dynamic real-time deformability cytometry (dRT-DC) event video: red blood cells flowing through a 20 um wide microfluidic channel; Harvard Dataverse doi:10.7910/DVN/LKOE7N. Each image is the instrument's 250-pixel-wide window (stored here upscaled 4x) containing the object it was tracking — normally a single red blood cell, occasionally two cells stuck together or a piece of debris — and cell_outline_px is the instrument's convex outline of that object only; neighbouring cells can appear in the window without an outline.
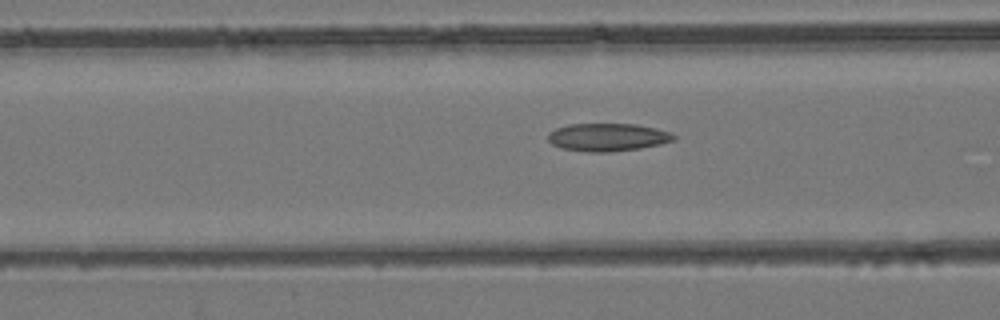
{"species": "common noctule bat (a hibernating species)", "species_latin": "Nyctalus noctula", "temperature_condition": "room temperature", "stored_images_in_passage": 49, "camera_frame_rate_fps": 3000, "um_per_image_px": 0.085, "animal": {"sex": "female", "body_mass_g": 24.6, "forearm_length_mm": 56.2}, "frame": {"image": 1, "passage_image": 20, "time_ms": 6.333, "image_size_px": [1000, 320], "cell_outline_px": [[676, 140], [660, 144], [640, 148], [608, 152], [588, 152], [560, 148], [552, 144], [548, 140], [548, 132], [556, 128], [568, 124], [636, 124], [656, 128], [672, 132], [676, 136]], "centroid_in_image_um": [51.66, 11.66], "position_along_channel_um": 114.9, "area_um2": 20.58}}
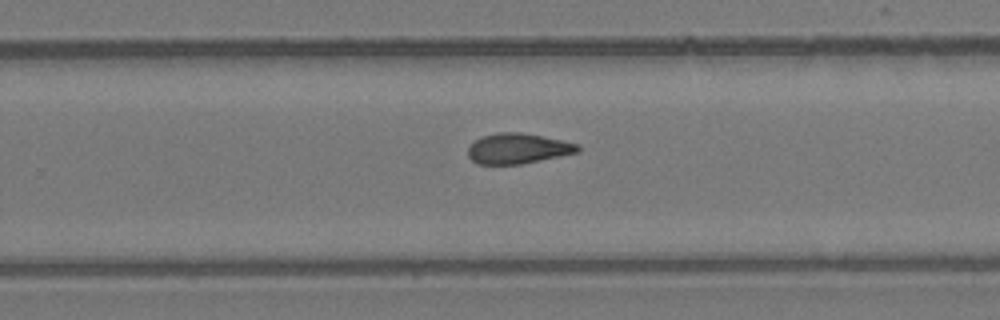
{"frame": {"image": 2, "passage_image": 32, "time_ms": 10.333, "image_size_px": [1000, 320], "cell_outline_px": [[580, 152], [520, 164], [476, 164], [468, 156], [468, 148], [480, 136], [496, 132], [520, 132], [580, 144]], "centroid_in_image_um": [44.01, 12.62], "position_along_channel_um": 285.8, "area_um2": 19.36}}
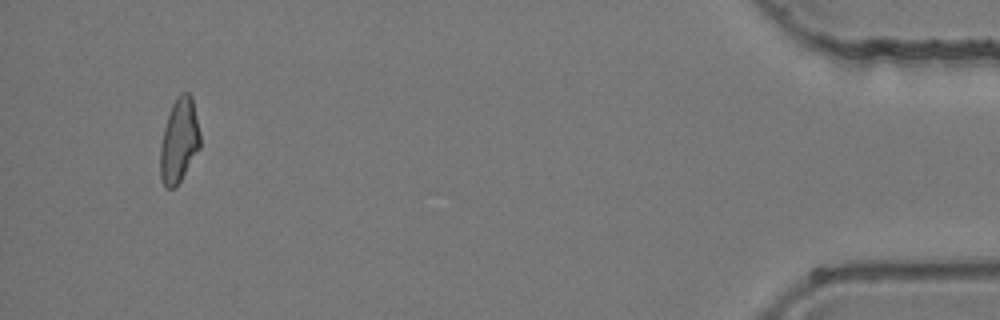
{"frame": {"image": 3, "passage_image": 47, "time_ms": 15.333, "image_size_px": [1000, 320], "cell_outline_px": [[200, 148], [176, 188], [164, 188], [160, 180], [160, 148], [164, 128], [172, 104], [180, 92], [188, 92], [192, 96], [200, 132]], "centroid_in_image_um": [15.22, 11.98], "position_along_channel_um": 420.0, "area_um2": 19.77}}